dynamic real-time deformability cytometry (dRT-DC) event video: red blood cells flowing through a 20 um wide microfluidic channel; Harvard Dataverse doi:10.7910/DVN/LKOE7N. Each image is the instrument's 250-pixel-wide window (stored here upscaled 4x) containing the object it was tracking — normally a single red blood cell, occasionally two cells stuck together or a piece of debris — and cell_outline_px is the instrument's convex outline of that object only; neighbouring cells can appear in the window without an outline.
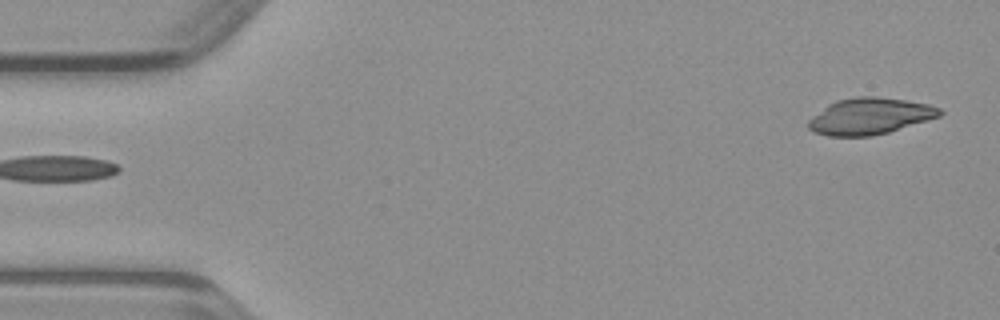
{"species": "common noctule bat (a hibernating species)", "species_latin": "Nyctalus noctula", "temperature_condition": "warm", "stored_images_in_passage": 46, "camera_frame_rate_fps": 3000, "um_per_image_px": 0.085, "animal": {"sex": "male", "body_mass_g": 23.1, "forearm_length_mm": 52.7}, "frame": {"image": 1, "passage_image": 1, "time_ms": 0.0, "image_size_px": [1000, 320], "cell_outline_px": [[944, 112], [940, 116], [888, 132], [872, 136], [828, 136], [812, 132], [808, 128], [808, 120], [812, 116], [828, 104], [836, 100], [856, 96], [880, 96], [928, 104], [940, 108]], "centroid_in_image_um": [73.9, 9.87], "position_along_channel_um": 11.1, "area_um2": 27.98}}